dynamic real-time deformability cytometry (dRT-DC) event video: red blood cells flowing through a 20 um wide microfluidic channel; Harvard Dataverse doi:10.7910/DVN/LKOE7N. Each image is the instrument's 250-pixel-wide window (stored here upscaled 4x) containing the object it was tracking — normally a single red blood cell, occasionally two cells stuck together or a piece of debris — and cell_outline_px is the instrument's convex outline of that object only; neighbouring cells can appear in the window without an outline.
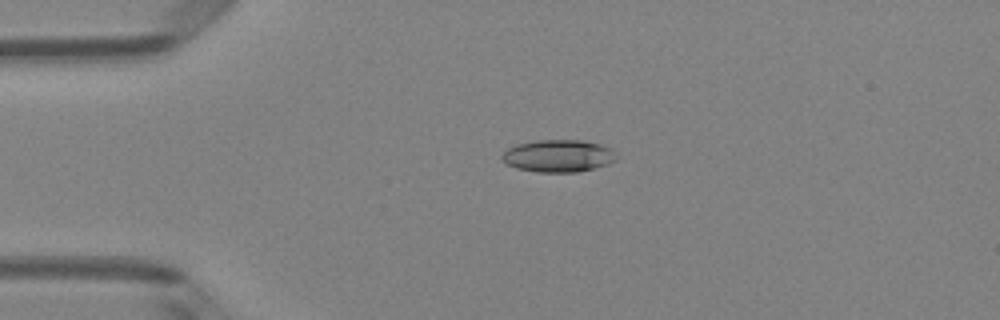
{"species": "Egyptian fruit bat (a non-hibernating species)", "species_latin": "Rousettus aegyptiacus", "temperature_condition": "room temperature", "stored_images_in_passage": 51, "camera_frame_rate_fps": 3000, "um_per_image_px": 0.085, "animal": {"sex": "female"}, "frame": {"image": 1, "passage_image": 12, "time_ms": 3.667, "image_size_px": [1000, 320], "cell_outline_px": [[616, 160], [608, 164], [596, 168], [576, 172], [536, 172], [516, 168], [500, 160], [500, 156], [508, 148], [516, 144], [536, 140], [584, 140], [600, 144], [612, 148], [616, 156]], "centroid_in_image_um": [47.45, 13.25], "position_along_channel_um": 37.6, "area_um2": 21.79}}
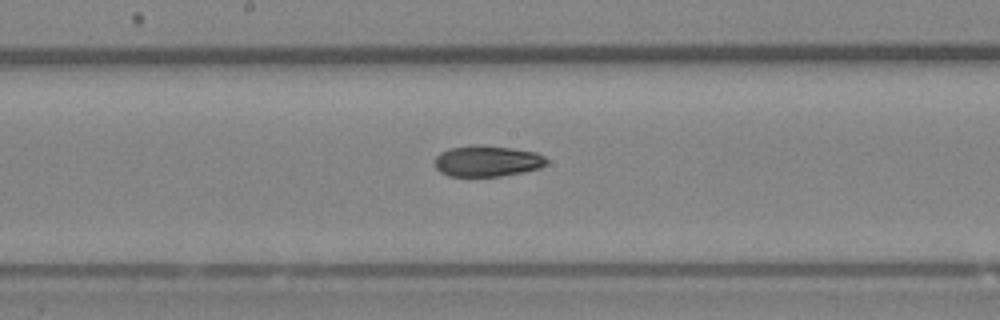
{"frame": {"image": 2, "passage_image": 27, "time_ms": 8.667, "image_size_px": [1000, 320], "cell_outline_px": [[548, 164], [540, 168], [500, 176], [448, 176], [440, 172], [432, 164], [432, 160], [440, 152], [448, 148], [480, 144], [512, 148], [536, 152], [544, 156], [548, 160]], "centroid_in_image_um": [41.37, 13.68], "position_along_channel_um": 206.8, "area_um2": 20.52}}
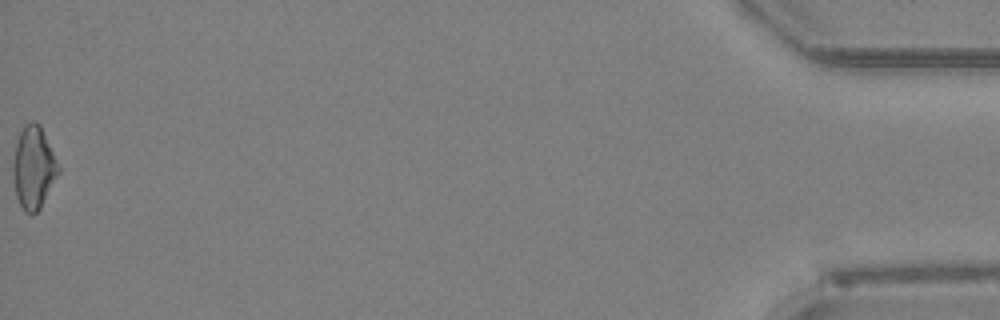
{"frame": {"image": 3, "passage_image": 51, "time_ms": 16.667, "image_size_px": [1000, 320], "cell_outline_px": [[60, 172], [40, 208], [32, 216], [24, 212], [16, 196], [12, 176], [12, 160], [16, 140], [24, 124], [32, 120], [40, 124], [60, 168]], "centroid_in_image_um": [2.83, 14.25], "position_along_channel_um": 432.4, "area_um2": 22.08}, "authors_computed_cell_mechanics": {"area_um2": 20.9236, "velocity_mm_per_s": 4.0563, "shape_relaxation_time_tau1_ms": 9.7014, "shape_relaxation_time_tau2_ms": 4.6924, "deformation_change_tau1": 0.2003, "deformation_change_tau2": 0.1122}}